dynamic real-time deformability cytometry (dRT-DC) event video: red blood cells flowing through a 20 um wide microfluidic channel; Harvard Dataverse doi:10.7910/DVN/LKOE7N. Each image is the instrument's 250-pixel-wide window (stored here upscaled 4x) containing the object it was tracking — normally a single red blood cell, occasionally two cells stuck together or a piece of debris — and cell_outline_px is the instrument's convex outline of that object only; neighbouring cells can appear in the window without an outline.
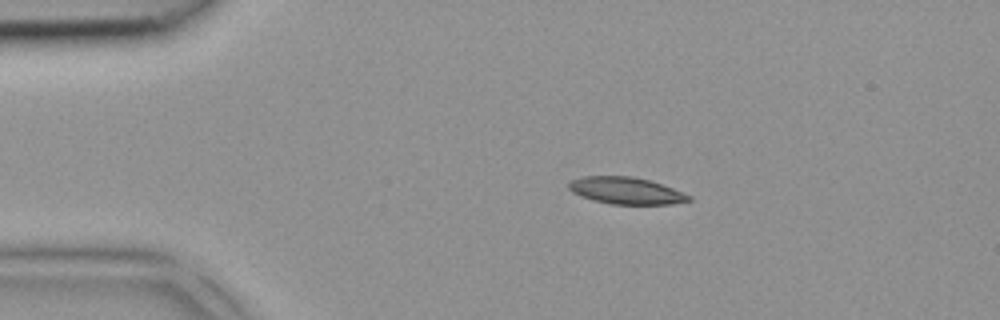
{"species": "common noctule bat (a hibernating species)", "species_latin": "Nyctalus noctula", "temperature_condition": "room temperature", "stored_images_in_passage": 2, "camera_frame_rate_fps": 3000, "um_per_image_px": 0.085, "animal": {"sex": "female", "body_mass_g": 18.4}, "frame": {"image": 1, "passage_image": 1, "time_ms": 0.0, "image_size_px": [1000, 320], "cell_outline_px": [[692, 200], [672, 204], [612, 204], [580, 196], [572, 192], [568, 188], [568, 184], [572, 180], [584, 176], [632, 176], [648, 180], [672, 188], [692, 196]], "centroid_in_image_um": [53.21, 16.2], "position_along_channel_um": 31.8, "area_um2": 18.61}}